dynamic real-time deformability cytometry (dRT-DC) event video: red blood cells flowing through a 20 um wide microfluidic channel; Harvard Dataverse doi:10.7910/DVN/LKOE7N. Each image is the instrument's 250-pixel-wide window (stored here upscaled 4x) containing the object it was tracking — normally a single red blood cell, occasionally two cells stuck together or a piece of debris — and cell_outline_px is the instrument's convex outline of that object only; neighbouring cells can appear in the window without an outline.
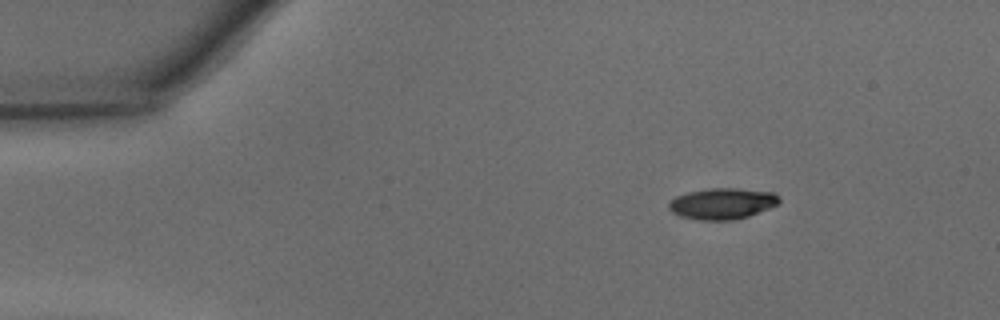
{"species": "common noctule bat (a hibernating species)", "species_latin": "Nyctalus noctula", "temperature_condition": "warm", "stored_images_in_passage": 40, "camera_frame_rate_fps": 3000, "um_per_image_px": 0.085, "animal": {"sex": "male", "body_mass_g": 15.6}, "frame": {"image": 1, "passage_image": 1, "time_ms": 0.0, "image_size_px": [1000, 320], "cell_outline_px": [[780, 204], [748, 216], [732, 220], [700, 220], [680, 216], [672, 212], [668, 208], [668, 204], [676, 196], [688, 192], [708, 188], [736, 188], [772, 192], [780, 196]], "centroid_in_image_um": [61.41, 17.3], "position_along_channel_um": 23.6, "area_um2": 20.06}}
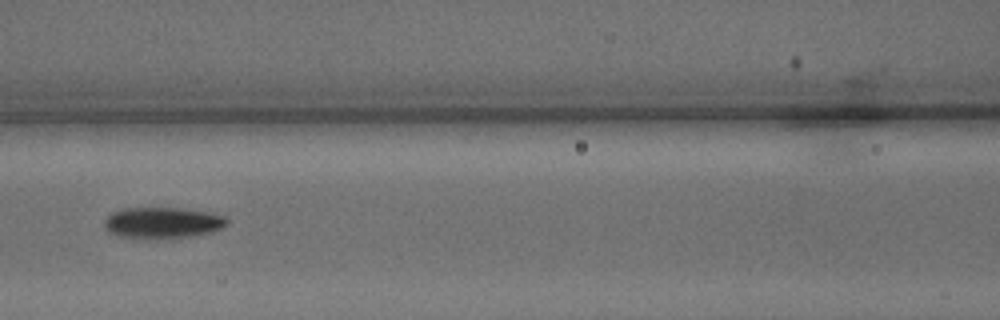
{"frame": {"image": 2, "passage_image": 15, "time_ms": 4.667, "image_size_px": [1000, 320], "cell_outline_px": [[228, 224], [212, 232], [172, 240], [148, 240], [116, 236], [108, 232], [104, 228], [104, 220], [112, 212], [120, 208], [180, 208], [208, 212], [224, 216], [228, 220]], "centroid_in_image_um": [13.77, 18.97], "position_along_channel_um": 152.8, "area_um2": 23.06}}
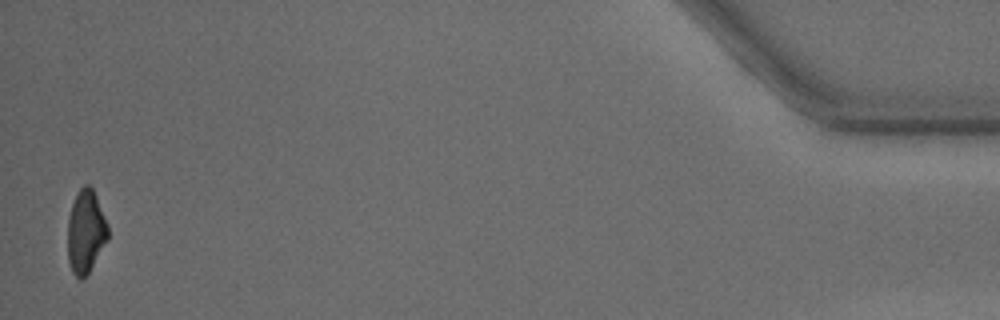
{"frame": {"image": 3, "passage_image": 40, "time_ms": 13.0, "image_size_px": [1000, 320], "cell_outline_px": [[108, 240], [88, 272], [80, 280], [72, 272], [68, 260], [68, 220], [72, 204], [76, 192], [84, 184], [88, 184], [92, 188], [96, 196], [108, 224]], "centroid_in_image_um": [7.29, 19.66], "position_along_channel_um": 427.9, "area_um2": 19.42}, "authors_computed_cell_mechanics": {"area_um2": 20.8369, "velocity_mm_per_s": 4.372, "shape_relaxation_time_tau1_ms": 2.5635, "shape_relaxation_time_tau2_ms": 4.1139, "deformation_change_tau1": 0.1416, "deformation_change_tau2": 0.1138}}